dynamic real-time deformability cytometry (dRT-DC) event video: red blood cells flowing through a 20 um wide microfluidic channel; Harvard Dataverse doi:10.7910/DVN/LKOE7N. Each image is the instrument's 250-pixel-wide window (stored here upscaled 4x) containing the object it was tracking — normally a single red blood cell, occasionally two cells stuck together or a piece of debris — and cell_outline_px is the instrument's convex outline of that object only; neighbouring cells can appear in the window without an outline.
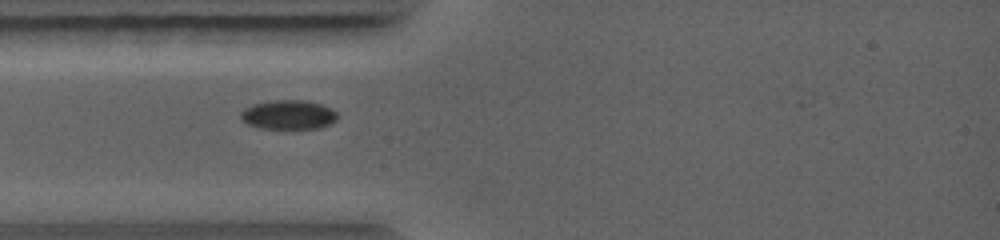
{"species": "common noctule bat (a hibernating species)", "species_latin": "Nyctalus noctula", "temperature_condition": "warm", "stored_images_in_passage": 13, "camera_frame_rate_fps": 5000, "um_per_image_px": 0.085, "animal": {"sex": "female", "body_mass_g": 19.0, "forearm_length_mm": 56.7}, "frame": {"image": 1, "passage_image": 12, "time_ms": 1.6, "image_size_px": [1000, 240], "cell_outline_px": [[340, 116], [332, 124], [320, 128], [260, 128], [248, 124], [240, 116], [240, 112], [244, 108], [252, 104], [272, 100], [300, 100], [320, 104], [336, 112]], "centroid_in_image_um": [24.52, 9.75], "position_along_channel_um": 60.5, "area_um2": 16.42}}